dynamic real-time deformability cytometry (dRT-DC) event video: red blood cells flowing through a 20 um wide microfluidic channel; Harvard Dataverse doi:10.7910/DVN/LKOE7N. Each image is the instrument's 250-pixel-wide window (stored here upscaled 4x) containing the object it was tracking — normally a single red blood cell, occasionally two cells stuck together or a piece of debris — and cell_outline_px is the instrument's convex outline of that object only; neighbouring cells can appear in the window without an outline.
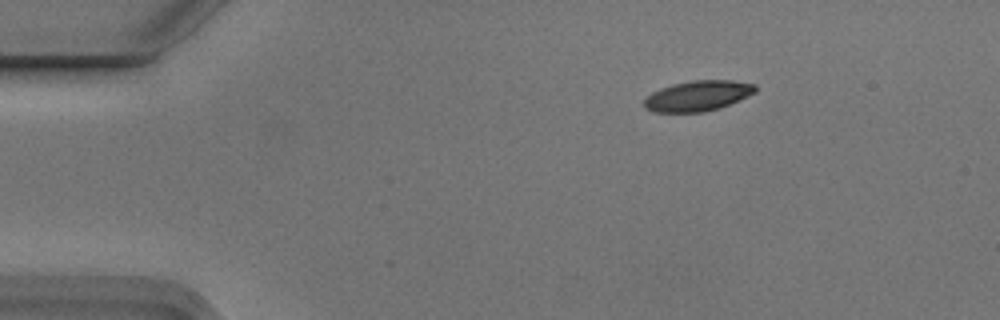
{"species": "Egyptian fruit bat (a non-hibernating species)", "species_latin": "Rousettus aegyptiacus", "temperature_condition": "cold", "stored_images_in_passage": 3, "camera_frame_rate_fps": 3000, "um_per_image_px": 0.085, "animal": {"sex": "male"}, "frame": {"image": 1, "passage_image": 1, "time_ms": 0.0, "image_size_px": [1000, 320], "cell_outline_px": [[756, 92], [720, 108], [704, 112], [656, 112], [644, 108], [644, 100], [652, 92], [660, 88], [672, 84], [692, 80], [732, 80], [756, 84]], "centroid_in_image_um": [59.31, 8.14], "position_along_channel_um": 25.7, "area_um2": 19.71}}